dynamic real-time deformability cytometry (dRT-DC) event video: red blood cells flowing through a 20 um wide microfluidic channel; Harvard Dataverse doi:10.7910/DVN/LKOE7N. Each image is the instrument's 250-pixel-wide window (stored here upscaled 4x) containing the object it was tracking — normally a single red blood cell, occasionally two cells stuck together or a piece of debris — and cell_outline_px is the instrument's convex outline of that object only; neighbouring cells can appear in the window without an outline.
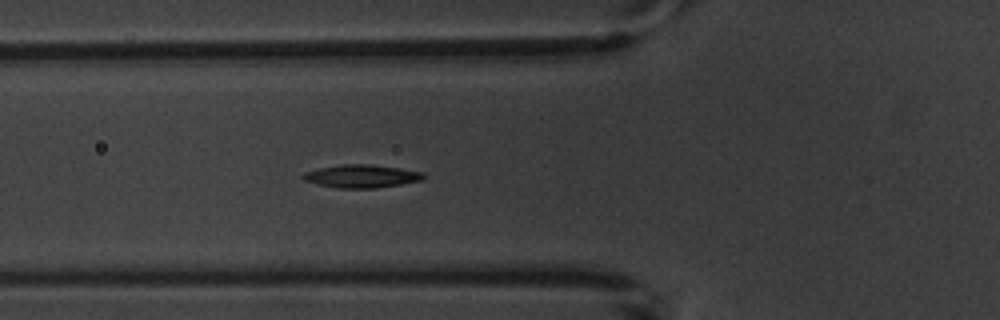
{"species": "common noctule bat (a hibernating species)", "species_latin": "Nyctalus noctula", "temperature_condition": "warm", "stored_images_in_passage": 3, "camera_frame_rate_fps": 3000, "um_per_image_px": 0.085, "animal": {"sex": "male", "body_mass_g": 20.1, "forearm_length_mm": 53.5}, "frame": {"image": 1, "passage_image": 2, "time_ms": 1.0, "image_size_px": [1000, 320], "cell_outline_px": [[424, 180], [376, 188], [336, 188], [316, 184], [304, 180], [300, 176], [304, 172], [320, 168], [340, 164], [368, 164], [400, 168], [424, 172]], "centroid_in_image_um": [30.71, 14.97], "position_along_channel_um": 95.1, "area_um2": 16.24}}